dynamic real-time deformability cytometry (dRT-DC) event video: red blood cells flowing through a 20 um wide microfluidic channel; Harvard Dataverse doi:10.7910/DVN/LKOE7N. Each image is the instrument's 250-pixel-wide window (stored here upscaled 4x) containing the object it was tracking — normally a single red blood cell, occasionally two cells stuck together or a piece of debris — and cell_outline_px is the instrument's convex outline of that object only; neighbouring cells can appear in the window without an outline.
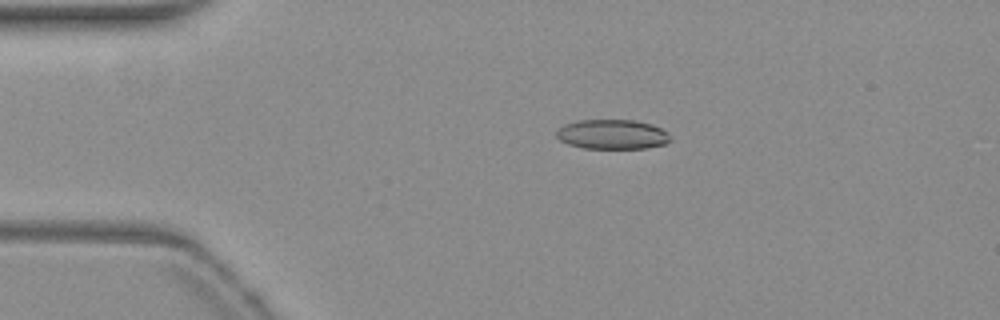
{"species": "common noctule bat (a hibernating species)", "species_latin": "Nyctalus noctula", "temperature_condition": "warm", "stored_images_in_passage": 26, "camera_frame_rate_fps": 3000, "um_per_image_px": 0.085, "animal": {"sex": "female", "body_mass_g": 19.3, "forearm_length_mm": 54.1}, "frame": {"image": 1, "passage_image": 2, "time_ms": 0.333, "image_size_px": [1000, 320], "cell_outline_px": [[672, 140], [664, 144], [648, 148], [584, 148], [568, 144], [560, 140], [556, 136], [556, 132], [564, 124], [580, 120], [636, 120], [652, 124], [668, 132]], "centroid_in_image_um": [52.07, 11.42], "position_along_channel_um": 32.9, "area_um2": 19.71}}
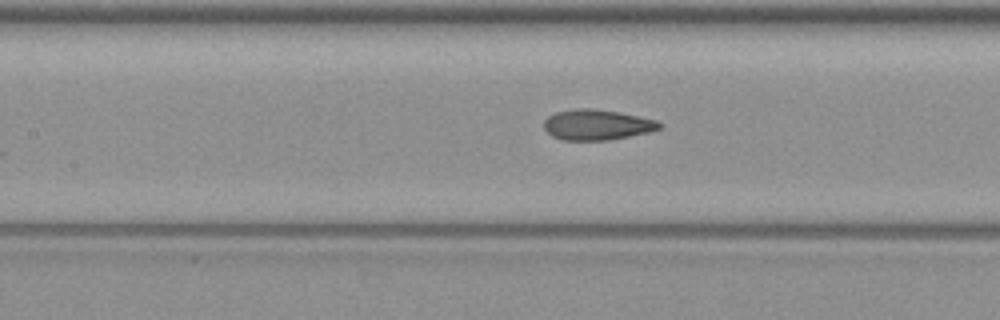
{"frame": {"image": 2, "passage_image": 15, "time_ms": 4.667, "image_size_px": [1000, 320], "cell_outline_px": [[660, 128], [648, 132], [608, 140], [564, 140], [552, 136], [544, 128], [544, 120], [548, 116], [556, 112], [576, 108], [592, 108], [620, 112], [656, 120], [660, 124]], "centroid_in_image_um": [50.7, 10.59], "position_along_channel_um": 156.7, "area_um2": 20.35}}
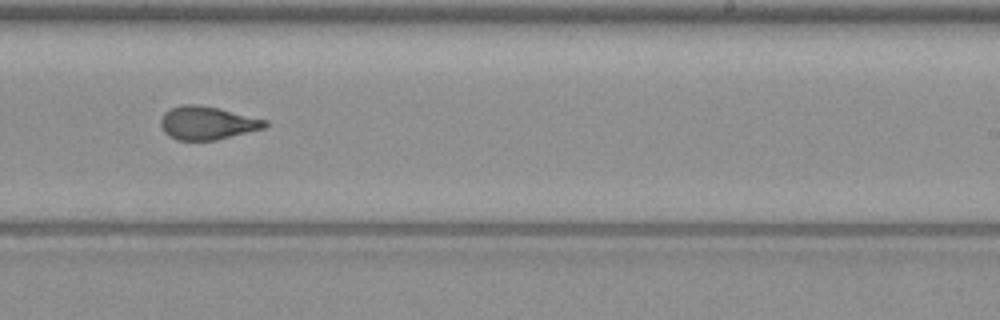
{"frame": {"image": 3, "passage_image": 24, "time_ms": 7.667, "image_size_px": [1000, 320], "cell_outline_px": [[268, 124], [264, 128], [216, 140], [176, 140], [168, 136], [164, 132], [160, 124], [160, 120], [164, 112], [172, 108], [184, 104], [196, 104], [216, 108], [268, 120]], "centroid_in_image_um": [17.58, 10.46], "position_along_channel_um": 271.4, "area_um2": 20.06}}